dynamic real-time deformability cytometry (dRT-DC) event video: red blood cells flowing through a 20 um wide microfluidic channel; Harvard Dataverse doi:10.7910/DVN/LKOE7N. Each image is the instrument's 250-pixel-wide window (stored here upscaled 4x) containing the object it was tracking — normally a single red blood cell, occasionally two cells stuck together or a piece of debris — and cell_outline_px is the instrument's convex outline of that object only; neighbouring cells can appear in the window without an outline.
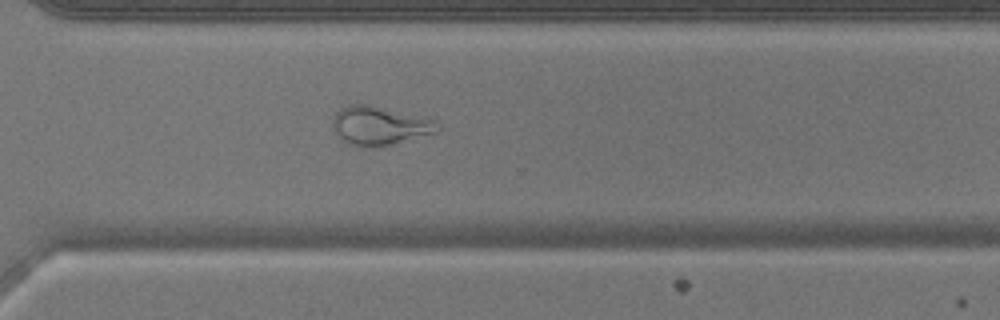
{"species": "common noctule bat (a hibernating species)", "species_latin": "Nyctalus noctula", "temperature_condition": "warm", "stored_images_in_passage": 42, "camera_frame_rate_fps": 3000, "um_per_image_px": 0.085, "animal": {"sex": "male", "body_mass_g": 17.9}, "frame": {"image": 1, "passage_image": 28, "time_ms": 9.0, "image_size_px": [1000, 320], "cell_outline_px": [[440, 132], [380, 148], [372, 148], [348, 144], [332, 128], [332, 116], [340, 108], [348, 104], [368, 104], [436, 120], [440, 128]], "centroid_in_image_um": [32.28, 10.7], "position_along_channel_um": 338.3, "area_um2": 24.04}}
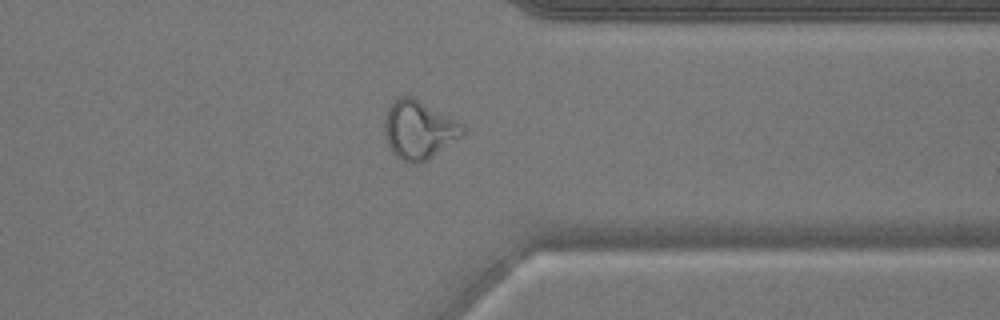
{"frame": {"image": 2, "passage_image": 31, "time_ms": 10.0, "image_size_px": [1000, 320], "cell_outline_px": [[464, 136], [428, 160], [420, 164], [408, 164], [396, 156], [392, 152], [388, 144], [384, 132], [384, 120], [388, 104], [400, 96], [412, 96], [464, 124]], "centroid_in_image_um": [35.6, 11.05], "position_along_channel_um": 375.8, "area_um2": 27.11}}
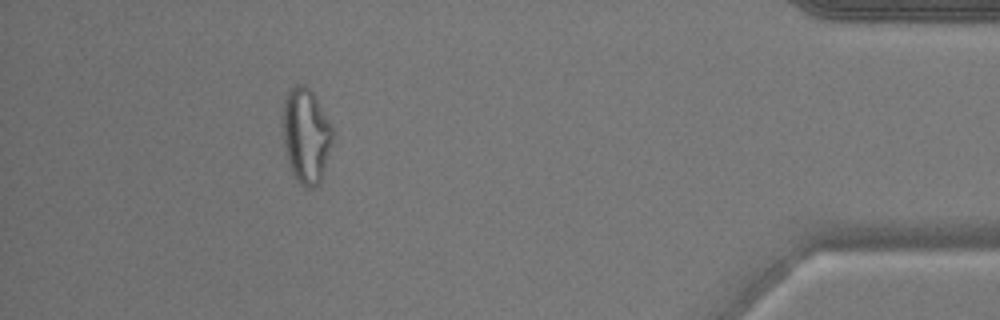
{"frame": {"image": 3, "passage_image": 37, "time_ms": 12.0, "image_size_px": [1000, 320], "cell_outline_px": [[332, 140], [324, 172], [320, 184], [312, 188], [304, 188], [296, 180], [292, 172], [288, 160], [284, 144], [284, 96], [292, 84], [304, 84], [312, 92], [328, 120], [332, 128]], "centroid_in_image_um": [26.01, 11.54], "position_along_channel_um": 409.2, "area_um2": 27.28}}